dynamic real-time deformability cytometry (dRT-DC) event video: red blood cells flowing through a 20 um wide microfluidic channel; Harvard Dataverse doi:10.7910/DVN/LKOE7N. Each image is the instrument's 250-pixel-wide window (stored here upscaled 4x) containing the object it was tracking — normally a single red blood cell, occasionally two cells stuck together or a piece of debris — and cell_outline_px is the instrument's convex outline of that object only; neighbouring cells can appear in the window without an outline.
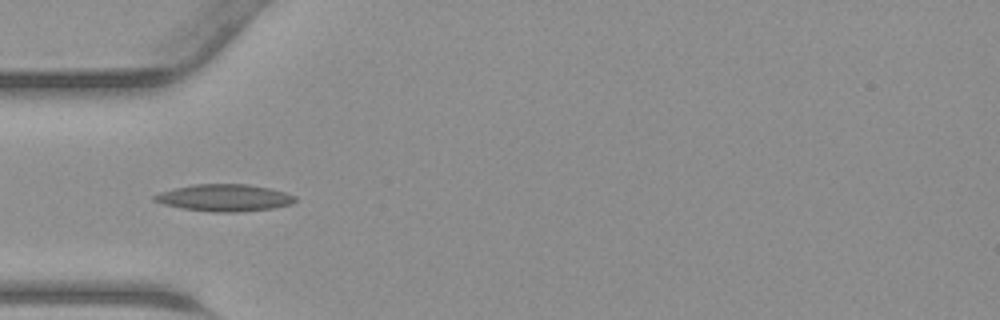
{"species": "common noctule bat (a hibernating species)", "species_latin": "Nyctalus noctula", "temperature_condition": "warm", "stored_images_in_passage": 13, "camera_frame_rate_fps": 3000, "um_per_image_px": 0.085, "animal": {"sex": "male", "body_mass_g": 23.1, "forearm_length_mm": 52.7}, "frame": {"image": 1, "passage_image": 3, "time_ms": 0.667, "image_size_px": [1000, 320], "cell_outline_px": [[296, 200], [292, 204], [272, 208], [236, 212], [212, 212], [184, 208], [164, 204], [152, 200], [152, 196], [160, 192], [192, 184], [248, 184], [272, 188], [296, 196]], "centroid_in_image_um": [19.09, 16.8], "position_along_channel_um": 65.9, "area_um2": 22.08}}
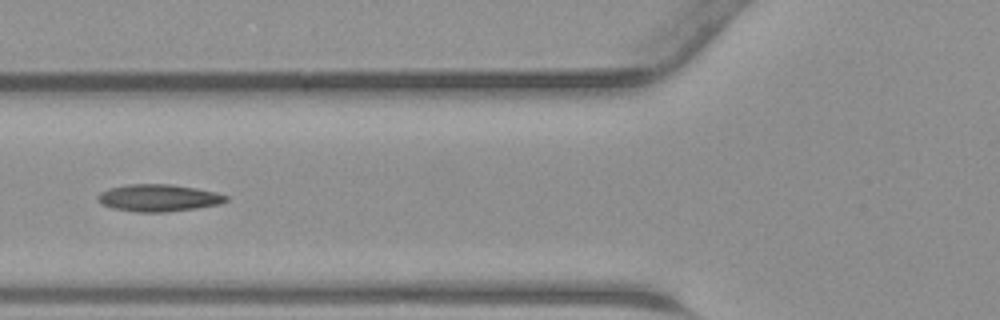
{"frame": {"image": 2, "passage_image": 6, "time_ms": 1.667, "image_size_px": [1000, 320], "cell_outline_px": [[228, 200], [220, 204], [196, 208], [168, 212], [136, 212], [112, 208], [96, 200], [96, 196], [100, 192], [108, 188], [128, 184], [172, 184], [196, 188], [216, 192], [228, 196]], "centroid_in_image_um": [13.46, 16.82], "position_along_channel_um": 112.3, "area_um2": 20.4}}
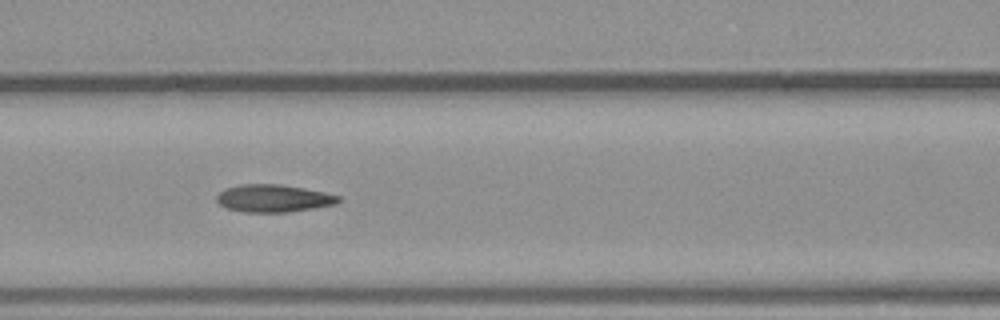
{"frame": {"image": 3, "passage_image": 8, "time_ms": 2.333, "image_size_px": [1000, 320], "cell_outline_px": [[340, 200], [336, 204], [288, 212], [244, 212], [228, 208], [220, 204], [216, 200], [216, 196], [224, 188], [240, 184], [280, 184], [304, 188], [324, 192], [340, 196]], "centroid_in_image_um": [23.23, 16.85], "position_along_channel_um": 143.4, "area_um2": 19.48}}